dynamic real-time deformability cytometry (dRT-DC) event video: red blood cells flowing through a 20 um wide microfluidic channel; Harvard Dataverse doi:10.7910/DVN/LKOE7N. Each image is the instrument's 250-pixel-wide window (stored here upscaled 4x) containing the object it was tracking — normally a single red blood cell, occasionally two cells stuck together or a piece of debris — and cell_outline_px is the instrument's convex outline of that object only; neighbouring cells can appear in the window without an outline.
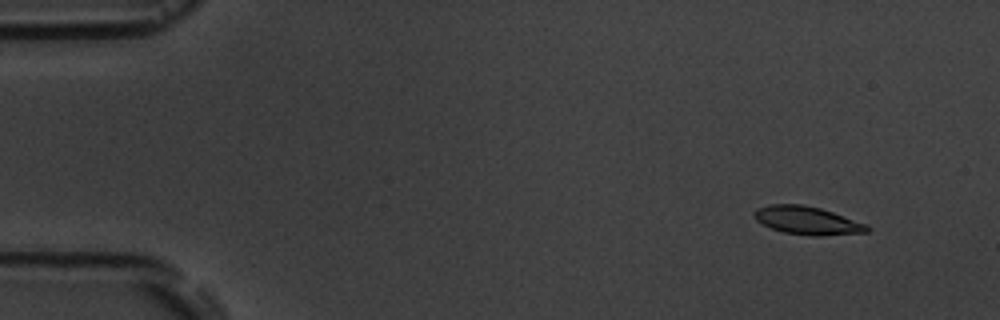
{"species": "common noctule bat (a hibernating species)", "species_latin": "Nyctalus noctula", "temperature_condition": "room temperature", "stored_images_in_passage": 15, "camera_frame_rate_fps": 3000, "um_per_image_px": 0.085, "animal": {"sex": "male", "body_mass_g": 19.5, "forearm_length_mm": 54.6}, "frame": {"image": 1, "passage_image": 2, "time_ms": 1.0, "image_size_px": [1000, 320], "cell_outline_px": [[872, 228], [868, 232], [820, 236], [812, 236], [784, 232], [772, 228], [756, 220], [752, 212], [756, 208], [772, 204], [800, 204], [820, 208], [868, 224]], "centroid_in_image_um": [68.64, 18.74], "position_along_channel_um": 16.4, "area_um2": 18.5}}
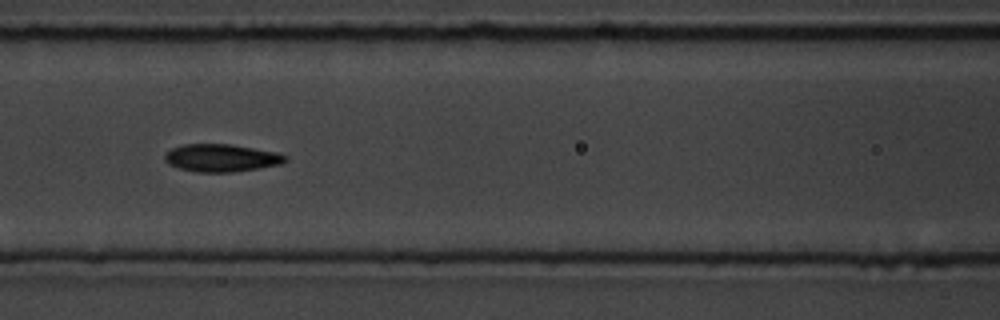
{"frame": {"image": 2, "passage_image": 7, "time_ms": 7.667, "image_size_px": [1000, 320], "cell_outline_px": [[288, 160], [280, 164], [232, 172], [196, 172], [180, 168], [168, 164], [164, 160], [164, 156], [172, 148], [184, 144], [232, 144], [276, 152], [288, 156]], "centroid_in_image_um": [18.81, 13.42], "position_along_channel_um": 147.8, "area_um2": 19.31}}
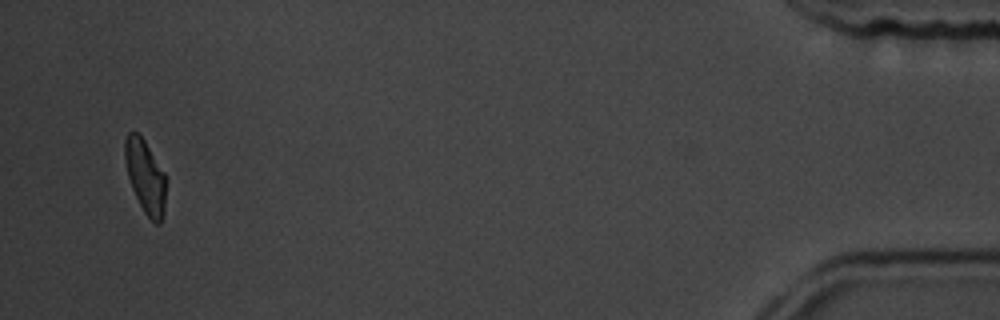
{"frame": {"image": 3, "passage_image": 15, "time_ms": 17.667, "image_size_px": [1000, 320], "cell_outline_px": [[168, 180], [164, 212], [160, 224], [156, 224], [144, 212], [132, 188], [128, 176], [124, 160], [124, 140], [128, 132], [136, 132], [144, 140], [164, 172]], "centroid_in_image_um": [12.38, 15.01], "position_along_channel_um": 422.8, "area_um2": 17.74}, "authors_computed_cell_mechanics": {"area_um2": 18.9584, "velocity_mm_per_s": 3.5782, "shape_relaxation_time_tau1_ms": 2.4662, "shape_relaxation_time_tau2_ms": 2.7804, "deformation_change_tau1": 0.0973, "deformation_change_tau2": 0.062}}